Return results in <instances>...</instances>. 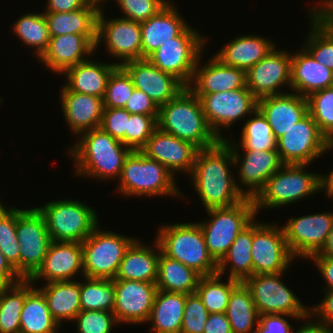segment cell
<instances>
[{"label": "cell", "mask_w": 333, "mask_h": 333, "mask_svg": "<svg viewBox=\"0 0 333 333\" xmlns=\"http://www.w3.org/2000/svg\"><path fill=\"white\" fill-rule=\"evenodd\" d=\"M33 286L32 282L26 279V297L20 316V333H58L61 326L51 315L42 292Z\"/></svg>", "instance_id": "34"}, {"label": "cell", "mask_w": 333, "mask_h": 333, "mask_svg": "<svg viewBox=\"0 0 333 333\" xmlns=\"http://www.w3.org/2000/svg\"><path fill=\"white\" fill-rule=\"evenodd\" d=\"M333 148V134L327 138V151Z\"/></svg>", "instance_id": "66"}, {"label": "cell", "mask_w": 333, "mask_h": 333, "mask_svg": "<svg viewBox=\"0 0 333 333\" xmlns=\"http://www.w3.org/2000/svg\"><path fill=\"white\" fill-rule=\"evenodd\" d=\"M36 208L51 241L82 243L98 227L95 210L78 200H57Z\"/></svg>", "instance_id": "8"}, {"label": "cell", "mask_w": 333, "mask_h": 333, "mask_svg": "<svg viewBox=\"0 0 333 333\" xmlns=\"http://www.w3.org/2000/svg\"><path fill=\"white\" fill-rule=\"evenodd\" d=\"M311 32L304 49L321 65L333 71V22L311 19Z\"/></svg>", "instance_id": "44"}, {"label": "cell", "mask_w": 333, "mask_h": 333, "mask_svg": "<svg viewBox=\"0 0 333 333\" xmlns=\"http://www.w3.org/2000/svg\"><path fill=\"white\" fill-rule=\"evenodd\" d=\"M86 1V3L87 4H91V5H94V6H96L98 9H103V8H101L102 7V5L101 4H104L103 2H104V0H85ZM105 2H106V0H105ZM100 5V6H99Z\"/></svg>", "instance_id": "65"}, {"label": "cell", "mask_w": 333, "mask_h": 333, "mask_svg": "<svg viewBox=\"0 0 333 333\" xmlns=\"http://www.w3.org/2000/svg\"><path fill=\"white\" fill-rule=\"evenodd\" d=\"M21 280L22 278L0 251V287L12 285L20 282Z\"/></svg>", "instance_id": "60"}, {"label": "cell", "mask_w": 333, "mask_h": 333, "mask_svg": "<svg viewBox=\"0 0 333 333\" xmlns=\"http://www.w3.org/2000/svg\"><path fill=\"white\" fill-rule=\"evenodd\" d=\"M186 294L157 290L152 311L147 320L151 332L180 333Z\"/></svg>", "instance_id": "35"}, {"label": "cell", "mask_w": 333, "mask_h": 333, "mask_svg": "<svg viewBox=\"0 0 333 333\" xmlns=\"http://www.w3.org/2000/svg\"><path fill=\"white\" fill-rule=\"evenodd\" d=\"M156 240L164 255L192 268L201 276L218 272V263L208 252L198 222L163 225L159 227Z\"/></svg>", "instance_id": "4"}, {"label": "cell", "mask_w": 333, "mask_h": 333, "mask_svg": "<svg viewBox=\"0 0 333 333\" xmlns=\"http://www.w3.org/2000/svg\"><path fill=\"white\" fill-rule=\"evenodd\" d=\"M60 89L61 108L71 131L79 135L100 128L104 110L103 98Z\"/></svg>", "instance_id": "26"}, {"label": "cell", "mask_w": 333, "mask_h": 333, "mask_svg": "<svg viewBox=\"0 0 333 333\" xmlns=\"http://www.w3.org/2000/svg\"><path fill=\"white\" fill-rule=\"evenodd\" d=\"M202 104L207 124L219 140H225L220 127L229 129L234 122L251 115L258 108V99L246 87L236 90L196 95ZM247 114V115H246Z\"/></svg>", "instance_id": "12"}, {"label": "cell", "mask_w": 333, "mask_h": 333, "mask_svg": "<svg viewBox=\"0 0 333 333\" xmlns=\"http://www.w3.org/2000/svg\"><path fill=\"white\" fill-rule=\"evenodd\" d=\"M21 209L6 208L0 202V251L20 276L19 243L16 236L17 215Z\"/></svg>", "instance_id": "46"}, {"label": "cell", "mask_w": 333, "mask_h": 333, "mask_svg": "<svg viewBox=\"0 0 333 333\" xmlns=\"http://www.w3.org/2000/svg\"><path fill=\"white\" fill-rule=\"evenodd\" d=\"M201 58L202 53L196 63L192 81L188 86L195 95H206L246 87L245 70L225 65L214 55L211 59L209 58L206 64L204 63L203 66L200 64L199 66L198 64L202 63L200 62Z\"/></svg>", "instance_id": "24"}, {"label": "cell", "mask_w": 333, "mask_h": 333, "mask_svg": "<svg viewBox=\"0 0 333 333\" xmlns=\"http://www.w3.org/2000/svg\"><path fill=\"white\" fill-rule=\"evenodd\" d=\"M324 298L310 308V314L315 317L318 315V321L325 323L333 328V291L324 290Z\"/></svg>", "instance_id": "56"}, {"label": "cell", "mask_w": 333, "mask_h": 333, "mask_svg": "<svg viewBox=\"0 0 333 333\" xmlns=\"http://www.w3.org/2000/svg\"><path fill=\"white\" fill-rule=\"evenodd\" d=\"M252 115L254 117H252ZM242 128L241 142L236 144L234 141H225L230 146H239L243 150H276L277 139L275 138L271 126L268 124L266 117L257 108ZM232 143V145H231Z\"/></svg>", "instance_id": "41"}, {"label": "cell", "mask_w": 333, "mask_h": 333, "mask_svg": "<svg viewBox=\"0 0 333 333\" xmlns=\"http://www.w3.org/2000/svg\"><path fill=\"white\" fill-rule=\"evenodd\" d=\"M94 52L95 46L84 35L63 34L50 36L49 45L39 60L50 71L62 74L68 68L88 60L85 57Z\"/></svg>", "instance_id": "27"}, {"label": "cell", "mask_w": 333, "mask_h": 333, "mask_svg": "<svg viewBox=\"0 0 333 333\" xmlns=\"http://www.w3.org/2000/svg\"><path fill=\"white\" fill-rule=\"evenodd\" d=\"M141 243L136 238L126 250L115 279L156 283L161 248L156 239L153 247L158 252Z\"/></svg>", "instance_id": "30"}, {"label": "cell", "mask_w": 333, "mask_h": 333, "mask_svg": "<svg viewBox=\"0 0 333 333\" xmlns=\"http://www.w3.org/2000/svg\"><path fill=\"white\" fill-rule=\"evenodd\" d=\"M187 26L177 37L162 44L147 59L161 71L173 75L185 87L192 81L206 38Z\"/></svg>", "instance_id": "10"}, {"label": "cell", "mask_w": 333, "mask_h": 333, "mask_svg": "<svg viewBox=\"0 0 333 333\" xmlns=\"http://www.w3.org/2000/svg\"><path fill=\"white\" fill-rule=\"evenodd\" d=\"M258 109L278 139L308 114V102L297 93L269 95L258 99Z\"/></svg>", "instance_id": "25"}, {"label": "cell", "mask_w": 333, "mask_h": 333, "mask_svg": "<svg viewBox=\"0 0 333 333\" xmlns=\"http://www.w3.org/2000/svg\"><path fill=\"white\" fill-rule=\"evenodd\" d=\"M79 270L83 274L82 244L51 241L41 266L29 280L32 284L41 278L46 283L71 281Z\"/></svg>", "instance_id": "23"}, {"label": "cell", "mask_w": 333, "mask_h": 333, "mask_svg": "<svg viewBox=\"0 0 333 333\" xmlns=\"http://www.w3.org/2000/svg\"><path fill=\"white\" fill-rule=\"evenodd\" d=\"M130 114L159 115V107L144 92L134 89L124 107Z\"/></svg>", "instance_id": "55"}, {"label": "cell", "mask_w": 333, "mask_h": 333, "mask_svg": "<svg viewBox=\"0 0 333 333\" xmlns=\"http://www.w3.org/2000/svg\"><path fill=\"white\" fill-rule=\"evenodd\" d=\"M233 150L234 165L239 166V183L238 189L247 197L255 198L257 194L264 188L270 176L282 168L283 163L276 150H244V156L238 153V146H230ZM238 149V150H237ZM242 184L248 190L242 189Z\"/></svg>", "instance_id": "20"}, {"label": "cell", "mask_w": 333, "mask_h": 333, "mask_svg": "<svg viewBox=\"0 0 333 333\" xmlns=\"http://www.w3.org/2000/svg\"><path fill=\"white\" fill-rule=\"evenodd\" d=\"M311 259L326 282L327 286L323 290L333 291V259L319 253L313 254L308 260Z\"/></svg>", "instance_id": "57"}, {"label": "cell", "mask_w": 333, "mask_h": 333, "mask_svg": "<svg viewBox=\"0 0 333 333\" xmlns=\"http://www.w3.org/2000/svg\"><path fill=\"white\" fill-rule=\"evenodd\" d=\"M130 113L124 108L104 107L100 128L121 141L128 131Z\"/></svg>", "instance_id": "53"}, {"label": "cell", "mask_w": 333, "mask_h": 333, "mask_svg": "<svg viewBox=\"0 0 333 333\" xmlns=\"http://www.w3.org/2000/svg\"><path fill=\"white\" fill-rule=\"evenodd\" d=\"M198 150L192 143L157 128L140 151L163 164L175 176L181 171L191 174Z\"/></svg>", "instance_id": "22"}, {"label": "cell", "mask_w": 333, "mask_h": 333, "mask_svg": "<svg viewBox=\"0 0 333 333\" xmlns=\"http://www.w3.org/2000/svg\"><path fill=\"white\" fill-rule=\"evenodd\" d=\"M286 84L291 87V53L286 50L275 47L246 71V86L257 99L284 94L280 87Z\"/></svg>", "instance_id": "19"}, {"label": "cell", "mask_w": 333, "mask_h": 333, "mask_svg": "<svg viewBox=\"0 0 333 333\" xmlns=\"http://www.w3.org/2000/svg\"><path fill=\"white\" fill-rule=\"evenodd\" d=\"M100 9L87 4L71 12H43L50 36L63 34L84 35L94 46L97 41V17Z\"/></svg>", "instance_id": "32"}, {"label": "cell", "mask_w": 333, "mask_h": 333, "mask_svg": "<svg viewBox=\"0 0 333 333\" xmlns=\"http://www.w3.org/2000/svg\"><path fill=\"white\" fill-rule=\"evenodd\" d=\"M275 45L261 36L243 35L228 42L214 56L225 65L247 71L266 57Z\"/></svg>", "instance_id": "31"}, {"label": "cell", "mask_w": 333, "mask_h": 333, "mask_svg": "<svg viewBox=\"0 0 333 333\" xmlns=\"http://www.w3.org/2000/svg\"><path fill=\"white\" fill-rule=\"evenodd\" d=\"M74 320L78 333H111L118 323L113 312L100 310H81Z\"/></svg>", "instance_id": "50"}, {"label": "cell", "mask_w": 333, "mask_h": 333, "mask_svg": "<svg viewBox=\"0 0 333 333\" xmlns=\"http://www.w3.org/2000/svg\"><path fill=\"white\" fill-rule=\"evenodd\" d=\"M201 275L183 263L160 252L156 285L158 290L184 294L195 293Z\"/></svg>", "instance_id": "37"}, {"label": "cell", "mask_w": 333, "mask_h": 333, "mask_svg": "<svg viewBox=\"0 0 333 333\" xmlns=\"http://www.w3.org/2000/svg\"><path fill=\"white\" fill-rule=\"evenodd\" d=\"M333 86V71L317 62L304 48L291 54V91L308 97Z\"/></svg>", "instance_id": "29"}, {"label": "cell", "mask_w": 333, "mask_h": 333, "mask_svg": "<svg viewBox=\"0 0 333 333\" xmlns=\"http://www.w3.org/2000/svg\"><path fill=\"white\" fill-rule=\"evenodd\" d=\"M230 165L235 166L234 155L225 140L198 150L190 176L206 210L230 207L247 198L238 189L239 184L229 171Z\"/></svg>", "instance_id": "1"}, {"label": "cell", "mask_w": 333, "mask_h": 333, "mask_svg": "<svg viewBox=\"0 0 333 333\" xmlns=\"http://www.w3.org/2000/svg\"><path fill=\"white\" fill-rule=\"evenodd\" d=\"M125 16L122 18L143 22L157 14L170 1L168 0H117Z\"/></svg>", "instance_id": "52"}, {"label": "cell", "mask_w": 333, "mask_h": 333, "mask_svg": "<svg viewBox=\"0 0 333 333\" xmlns=\"http://www.w3.org/2000/svg\"><path fill=\"white\" fill-rule=\"evenodd\" d=\"M310 12V19L330 20L333 17V0H323V2L319 4V8L316 5Z\"/></svg>", "instance_id": "61"}, {"label": "cell", "mask_w": 333, "mask_h": 333, "mask_svg": "<svg viewBox=\"0 0 333 333\" xmlns=\"http://www.w3.org/2000/svg\"><path fill=\"white\" fill-rule=\"evenodd\" d=\"M174 178L163 164L146 157L141 151H131L125 158L117 190L129 197L183 196Z\"/></svg>", "instance_id": "6"}, {"label": "cell", "mask_w": 333, "mask_h": 333, "mask_svg": "<svg viewBox=\"0 0 333 333\" xmlns=\"http://www.w3.org/2000/svg\"><path fill=\"white\" fill-rule=\"evenodd\" d=\"M118 65L86 60L68 68L65 87L72 92L103 98L110 74Z\"/></svg>", "instance_id": "33"}, {"label": "cell", "mask_w": 333, "mask_h": 333, "mask_svg": "<svg viewBox=\"0 0 333 333\" xmlns=\"http://www.w3.org/2000/svg\"><path fill=\"white\" fill-rule=\"evenodd\" d=\"M87 5L85 0H47L45 12H71Z\"/></svg>", "instance_id": "59"}, {"label": "cell", "mask_w": 333, "mask_h": 333, "mask_svg": "<svg viewBox=\"0 0 333 333\" xmlns=\"http://www.w3.org/2000/svg\"><path fill=\"white\" fill-rule=\"evenodd\" d=\"M203 333H232L226 313H209Z\"/></svg>", "instance_id": "58"}, {"label": "cell", "mask_w": 333, "mask_h": 333, "mask_svg": "<svg viewBox=\"0 0 333 333\" xmlns=\"http://www.w3.org/2000/svg\"><path fill=\"white\" fill-rule=\"evenodd\" d=\"M307 98L308 113L328 138L333 134V86L315 91Z\"/></svg>", "instance_id": "47"}, {"label": "cell", "mask_w": 333, "mask_h": 333, "mask_svg": "<svg viewBox=\"0 0 333 333\" xmlns=\"http://www.w3.org/2000/svg\"><path fill=\"white\" fill-rule=\"evenodd\" d=\"M16 236L20 253V277L29 279L41 266L51 242L44 217L37 208L17 215Z\"/></svg>", "instance_id": "14"}, {"label": "cell", "mask_w": 333, "mask_h": 333, "mask_svg": "<svg viewBox=\"0 0 333 333\" xmlns=\"http://www.w3.org/2000/svg\"><path fill=\"white\" fill-rule=\"evenodd\" d=\"M332 225L333 212L289 218L282 228L293 257L300 256L307 260L313 254L319 253L327 241Z\"/></svg>", "instance_id": "16"}, {"label": "cell", "mask_w": 333, "mask_h": 333, "mask_svg": "<svg viewBox=\"0 0 333 333\" xmlns=\"http://www.w3.org/2000/svg\"><path fill=\"white\" fill-rule=\"evenodd\" d=\"M157 124L161 131L190 142L198 149L219 141L207 124L200 99L188 87L159 107Z\"/></svg>", "instance_id": "3"}, {"label": "cell", "mask_w": 333, "mask_h": 333, "mask_svg": "<svg viewBox=\"0 0 333 333\" xmlns=\"http://www.w3.org/2000/svg\"><path fill=\"white\" fill-rule=\"evenodd\" d=\"M209 312L196 293L186 294L180 333H203Z\"/></svg>", "instance_id": "51"}, {"label": "cell", "mask_w": 333, "mask_h": 333, "mask_svg": "<svg viewBox=\"0 0 333 333\" xmlns=\"http://www.w3.org/2000/svg\"><path fill=\"white\" fill-rule=\"evenodd\" d=\"M319 254L333 259V225L330 233L328 234L327 241Z\"/></svg>", "instance_id": "63"}, {"label": "cell", "mask_w": 333, "mask_h": 333, "mask_svg": "<svg viewBox=\"0 0 333 333\" xmlns=\"http://www.w3.org/2000/svg\"><path fill=\"white\" fill-rule=\"evenodd\" d=\"M308 320L309 321H306L304 325L294 333H333V328L329 325H326L317 319L315 321H313V319L310 321L308 318Z\"/></svg>", "instance_id": "62"}, {"label": "cell", "mask_w": 333, "mask_h": 333, "mask_svg": "<svg viewBox=\"0 0 333 333\" xmlns=\"http://www.w3.org/2000/svg\"><path fill=\"white\" fill-rule=\"evenodd\" d=\"M115 304L113 313L118 324L147 322L157 292L156 283L113 279Z\"/></svg>", "instance_id": "18"}, {"label": "cell", "mask_w": 333, "mask_h": 333, "mask_svg": "<svg viewBox=\"0 0 333 333\" xmlns=\"http://www.w3.org/2000/svg\"><path fill=\"white\" fill-rule=\"evenodd\" d=\"M77 137L79 140L68 153L75 160V174L100 180L119 179L131 150L101 128L85 131Z\"/></svg>", "instance_id": "2"}, {"label": "cell", "mask_w": 333, "mask_h": 333, "mask_svg": "<svg viewBox=\"0 0 333 333\" xmlns=\"http://www.w3.org/2000/svg\"><path fill=\"white\" fill-rule=\"evenodd\" d=\"M13 24V32L29 47L35 49L34 53L40 58L46 51L50 34L44 13H28L19 17Z\"/></svg>", "instance_id": "43"}, {"label": "cell", "mask_w": 333, "mask_h": 333, "mask_svg": "<svg viewBox=\"0 0 333 333\" xmlns=\"http://www.w3.org/2000/svg\"><path fill=\"white\" fill-rule=\"evenodd\" d=\"M80 282L81 310H100L113 312L115 304V285L110 279L88 278Z\"/></svg>", "instance_id": "45"}, {"label": "cell", "mask_w": 333, "mask_h": 333, "mask_svg": "<svg viewBox=\"0 0 333 333\" xmlns=\"http://www.w3.org/2000/svg\"><path fill=\"white\" fill-rule=\"evenodd\" d=\"M257 274L246 278L243 282L249 288L255 307L262 314H288L305 318L310 314L298 297L282 283V274Z\"/></svg>", "instance_id": "11"}, {"label": "cell", "mask_w": 333, "mask_h": 333, "mask_svg": "<svg viewBox=\"0 0 333 333\" xmlns=\"http://www.w3.org/2000/svg\"><path fill=\"white\" fill-rule=\"evenodd\" d=\"M101 9L97 17V41L95 51L104 40L107 52L121 62L116 63L122 66L124 63L142 59L141 45V22L125 18L105 19Z\"/></svg>", "instance_id": "17"}, {"label": "cell", "mask_w": 333, "mask_h": 333, "mask_svg": "<svg viewBox=\"0 0 333 333\" xmlns=\"http://www.w3.org/2000/svg\"><path fill=\"white\" fill-rule=\"evenodd\" d=\"M174 6L169 2L157 14L141 22L142 59L177 37L189 25Z\"/></svg>", "instance_id": "28"}, {"label": "cell", "mask_w": 333, "mask_h": 333, "mask_svg": "<svg viewBox=\"0 0 333 333\" xmlns=\"http://www.w3.org/2000/svg\"><path fill=\"white\" fill-rule=\"evenodd\" d=\"M232 333H254L259 323V313L255 307L249 288L239 282L232 290L226 310Z\"/></svg>", "instance_id": "39"}, {"label": "cell", "mask_w": 333, "mask_h": 333, "mask_svg": "<svg viewBox=\"0 0 333 333\" xmlns=\"http://www.w3.org/2000/svg\"><path fill=\"white\" fill-rule=\"evenodd\" d=\"M26 297V279L0 287V333H20V316Z\"/></svg>", "instance_id": "40"}, {"label": "cell", "mask_w": 333, "mask_h": 333, "mask_svg": "<svg viewBox=\"0 0 333 333\" xmlns=\"http://www.w3.org/2000/svg\"><path fill=\"white\" fill-rule=\"evenodd\" d=\"M135 240L97 227L81 243L84 277L115 279L126 250Z\"/></svg>", "instance_id": "9"}, {"label": "cell", "mask_w": 333, "mask_h": 333, "mask_svg": "<svg viewBox=\"0 0 333 333\" xmlns=\"http://www.w3.org/2000/svg\"><path fill=\"white\" fill-rule=\"evenodd\" d=\"M277 151L283 164H306L327 152V138L308 113L277 139Z\"/></svg>", "instance_id": "15"}, {"label": "cell", "mask_w": 333, "mask_h": 333, "mask_svg": "<svg viewBox=\"0 0 333 333\" xmlns=\"http://www.w3.org/2000/svg\"><path fill=\"white\" fill-rule=\"evenodd\" d=\"M284 316L289 318H295V319H306L311 314H309L305 318H298L293 315L288 314H262L259 315V323L257 326H255L256 330L254 333H292L294 332L293 325L288 323L287 318H284Z\"/></svg>", "instance_id": "54"}, {"label": "cell", "mask_w": 333, "mask_h": 333, "mask_svg": "<svg viewBox=\"0 0 333 333\" xmlns=\"http://www.w3.org/2000/svg\"><path fill=\"white\" fill-rule=\"evenodd\" d=\"M252 222L244 228L230 245L227 254L218 263V274L224 275L230 264L228 278L243 282L253 275V261L251 255Z\"/></svg>", "instance_id": "38"}, {"label": "cell", "mask_w": 333, "mask_h": 333, "mask_svg": "<svg viewBox=\"0 0 333 333\" xmlns=\"http://www.w3.org/2000/svg\"><path fill=\"white\" fill-rule=\"evenodd\" d=\"M323 186L326 195L333 199V170L328 175L323 176Z\"/></svg>", "instance_id": "64"}, {"label": "cell", "mask_w": 333, "mask_h": 333, "mask_svg": "<svg viewBox=\"0 0 333 333\" xmlns=\"http://www.w3.org/2000/svg\"><path fill=\"white\" fill-rule=\"evenodd\" d=\"M253 275L287 271L294 260L282 227L252 221Z\"/></svg>", "instance_id": "13"}, {"label": "cell", "mask_w": 333, "mask_h": 333, "mask_svg": "<svg viewBox=\"0 0 333 333\" xmlns=\"http://www.w3.org/2000/svg\"><path fill=\"white\" fill-rule=\"evenodd\" d=\"M306 164H283L254 198L256 213L297 202L324 189L323 174L309 173Z\"/></svg>", "instance_id": "5"}, {"label": "cell", "mask_w": 333, "mask_h": 333, "mask_svg": "<svg viewBox=\"0 0 333 333\" xmlns=\"http://www.w3.org/2000/svg\"><path fill=\"white\" fill-rule=\"evenodd\" d=\"M222 275L216 273L209 276H201L195 293L201 299L209 313H226L230 294L233 288L240 282L228 278L227 283L221 281ZM221 281V282H220Z\"/></svg>", "instance_id": "42"}, {"label": "cell", "mask_w": 333, "mask_h": 333, "mask_svg": "<svg viewBox=\"0 0 333 333\" xmlns=\"http://www.w3.org/2000/svg\"><path fill=\"white\" fill-rule=\"evenodd\" d=\"M210 221L199 222L209 254L219 263L237 235L256 217L253 198L230 206L206 210Z\"/></svg>", "instance_id": "7"}, {"label": "cell", "mask_w": 333, "mask_h": 333, "mask_svg": "<svg viewBox=\"0 0 333 333\" xmlns=\"http://www.w3.org/2000/svg\"><path fill=\"white\" fill-rule=\"evenodd\" d=\"M44 295L53 318L61 325L73 321L81 311L80 281H55L39 289Z\"/></svg>", "instance_id": "36"}, {"label": "cell", "mask_w": 333, "mask_h": 333, "mask_svg": "<svg viewBox=\"0 0 333 333\" xmlns=\"http://www.w3.org/2000/svg\"><path fill=\"white\" fill-rule=\"evenodd\" d=\"M122 67L130 75L135 89L144 91L158 107L174 99L185 88L177 78L161 71L147 58L126 62Z\"/></svg>", "instance_id": "21"}, {"label": "cell", "mask_w": 333, "mask_h": 333, "mask_svg": "<svg viewBox=\"0 0 333 333\" xmlns=\"http://www.w3.org/2000/svg\"><path fill=\"white\" fill-rule=\"evenodd\" d=\"M158 115L131 114L128 131L121 142L131 151H140L158 128Z\"/></svg>", "instance_id": "49"}, {"label": "cell", "mask_w": 333, "mask_h": 333, "mask_svg": "<svg viewBox=\"0 0 333 333\" xmlns=\"http://www.w3.org/2000/svg\"><path fill=\"white\" fill-rule=\"evenodd\" d=\"M134 89L130 75L122 66H117L107 82L103 97L104 107L124 108Z\"/></svg>", "instance_id": "48"}]
</instances>
